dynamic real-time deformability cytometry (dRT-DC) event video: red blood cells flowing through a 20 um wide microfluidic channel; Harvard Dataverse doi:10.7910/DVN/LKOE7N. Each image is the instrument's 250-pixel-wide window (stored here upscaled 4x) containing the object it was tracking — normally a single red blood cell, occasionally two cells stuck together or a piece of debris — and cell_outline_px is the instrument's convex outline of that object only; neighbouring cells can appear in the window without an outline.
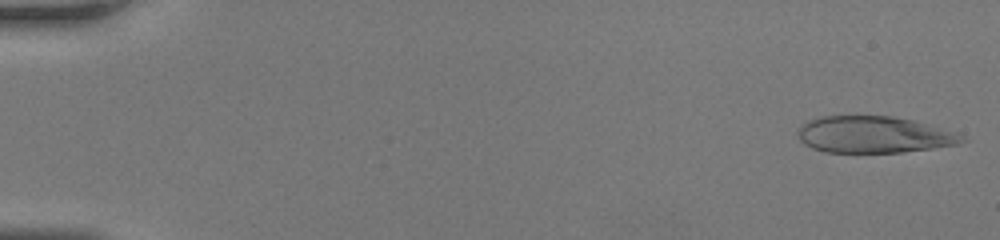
{"species": "human", "species_latin": "Homo sapiens", "temperature_condition": "room temperature", "stored_images_in_passage": 45, "camera_frame_rate_fps": 3000, "um_per_image_px": 0.085, "donor": {"sex": "female"}, "frame": {"image": 1, "passage_image": 1, "time_ms": 0.0, "image_size_px": [1000, 240], "cell_outline_px": [[968, 140], [960, 144], [932, 148], [900, 152], [824, 152], [812, 148], [804, 144], [800, 140], [796, 132], [800, 124], [808, 120], [820, 116], [892, 116], [916, 120], [960, 132]], "centroid_in_image_um": [74.32, 11.43], "position_along_channel_um": 10.7, "area_um2": 35.66}}
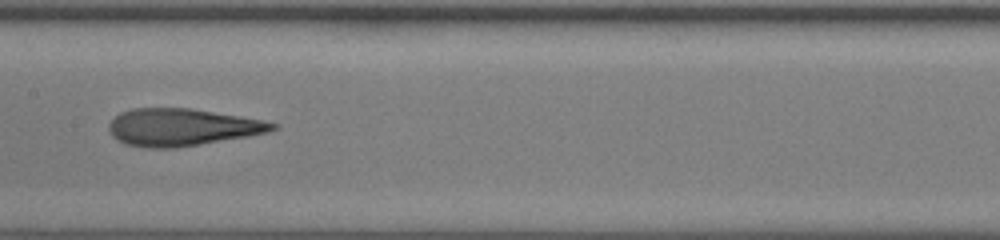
{"frame": {"image": 2, "passage_image": 24, "time_ms": 7.667, "image_size_px": [1000, 240], "cell_outline_px": [[280, 124], [276, 128], [268, 132], [248, 136], [176, 148], [148, 148], [124, 144], [112, 136], [108, 128], [108, 124], [120, 112], [132, 108], [188, 108], [240, 116], [264, 120]], "centroid_in_image_um": [15.45, 10.81], "position_along_channel_um": 192.0, "area_um2": 35.49}}
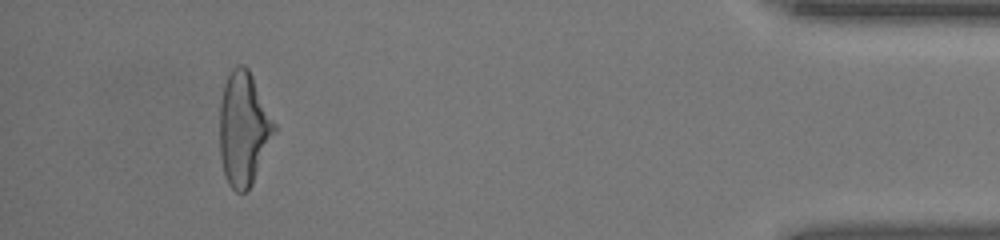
{"frame": {"image": 3, "passage_image": 42, "time_ms": 13.667, "image_size_px": [1000, 240], "cell_outline_px": [[276, 132], [252, 184], [244, 192], [236, 192], [228, 184], [224, 176], [220, 156], [220, 104], [224, 84], [232, 68], [236, 64], [244, 64], [248, 68], [276, 124]], "centroid_in_image_um": [20.7, 10.95], "position_along_channel_um": 414.5, "area_um2": 36.18}}